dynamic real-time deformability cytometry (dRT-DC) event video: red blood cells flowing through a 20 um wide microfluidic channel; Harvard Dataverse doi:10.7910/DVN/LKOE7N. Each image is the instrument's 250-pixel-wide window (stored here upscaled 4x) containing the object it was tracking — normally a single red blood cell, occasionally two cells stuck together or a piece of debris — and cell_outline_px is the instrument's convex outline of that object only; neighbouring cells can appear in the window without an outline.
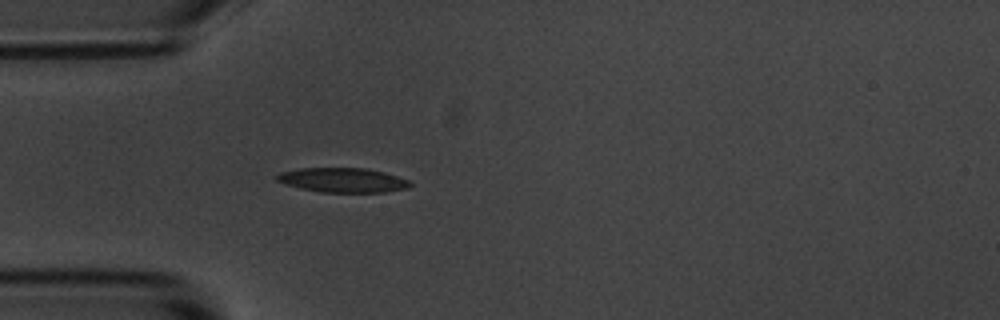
{"species": "common noctule bat (a hibernating species)", "species_latin": "Nyctalus noctula", "temperature_condition": "room temperature", "stored_images_in_passage": 40, "camera_frame_rate_fps": 3000, "um_per_image_px": 0.085, "animal": {"sex": "male", "body_mass_g": 20.1, "forearm_length_mm": 53.5}, "frame": {"image": 1, "passage_image": 1, "time_ms": 0.0, "image_size_px": [1000, 320], "cell_outline_px": [[412, 184], [408, 188], [388, 192], [320, 192], [300, 188], [284, 184], [276, 180], [276, 176], [280, 172], [300, 168], [364, 168], [384, 172], [408, 180]], "centroid_in_image_um": [29.12, 15.31], "position_along_channel_um": 55.9, "area_um2": 19.02}}
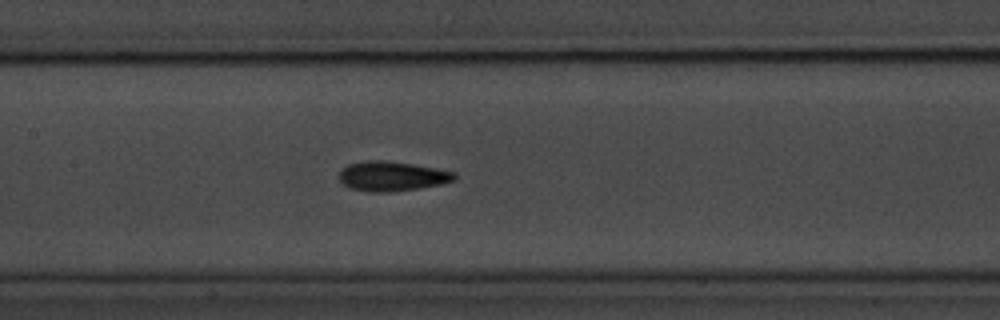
{"frame": {"image": 2, "passage_image": 11, "time_ms": 3.333, "image_size_px": [1000, 320], "cell_outline_px": [[456, 180], [440, 184], [392, 192], [368, 192], [352, 188], [344, 184], [340, 180], [340, 172], [348, 164], [364, 160], [388, 160], [436, 168], [456, 172]], "centroid_in_image_um": [33.33, 14.96], "position_along_channel_um": 174.1, "area_um2": 19.88}}
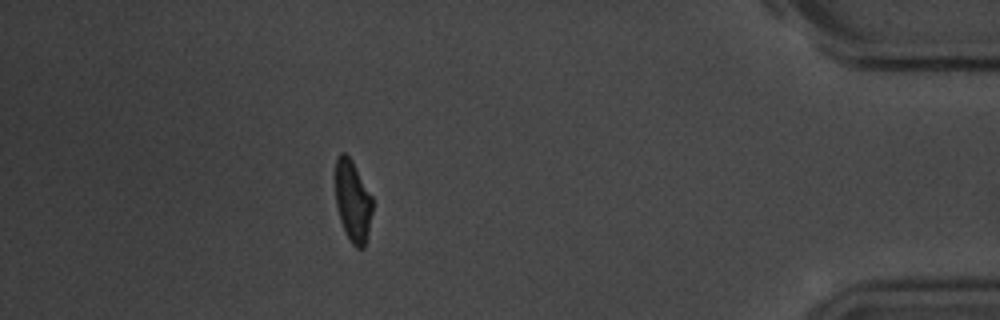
{"frame": {"image": 3, "passage_image": 34, "time_ms": 11.0, "image_size_px": [1000, 320], "cell_outline_px": [[372, 212], [368, 236], [364, 248], [356, 248], [352, 244], [340, 220], [336, 204], [336, 156], [340, 152], [344, 152], [352, 160], [372, 196]], "centroid_in_image_um": [29.99, 17.09], "position_along_channel_um": 405.2, "area_um2": 17.57}, "authors_computed_cell_mechanics": {"area_um2": 18.8139, "velocity_mm_per_s": 3.6625, "shape_relaxation_time_tau1_ms": 3.0725, "shape_relaxation_time_tau2_ms": 2.4345, "deformation_change_tau1": 0.1437, "deformation_change_tau2": 0.0814}}